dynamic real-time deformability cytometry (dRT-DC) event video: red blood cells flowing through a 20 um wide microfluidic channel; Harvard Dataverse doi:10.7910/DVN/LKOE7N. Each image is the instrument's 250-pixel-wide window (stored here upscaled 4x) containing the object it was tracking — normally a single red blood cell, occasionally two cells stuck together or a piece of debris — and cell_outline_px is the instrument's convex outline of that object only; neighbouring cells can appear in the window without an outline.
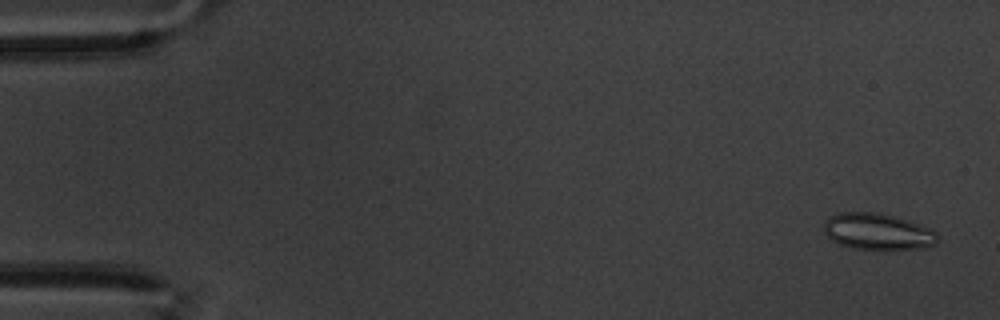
{"species": "common noctule bat (a hibernating species)", "species_latin": "Nyctalus noctula", "temperature_condition": "warm", "stored_images_in_passage": 60, "camera_frame_rate_fps": 3000, "um_per_image_px": 0.085, "animal": {"sex": "male", "body_mass_g": 20.1, "forearm_length_mm": 53.5}, "frame": {"image": 1, "passage_image": 3, "time_ms": 0.667, "image_size_px": [1000, 320], "cell_outline_px": [[936, 244], [928, 248], [888, 252], [884, 252], [852, 248], [840, 244], [832, 240], [824, 232], [824, 220], [828, 216], [836, 212], [876, 212], [908, 220], [928, 228], [936, 232]], "centroid_in_image_um": [74.59, 19.73], "position_along_channel_um": 10.4, "area_um2": 24.97}}
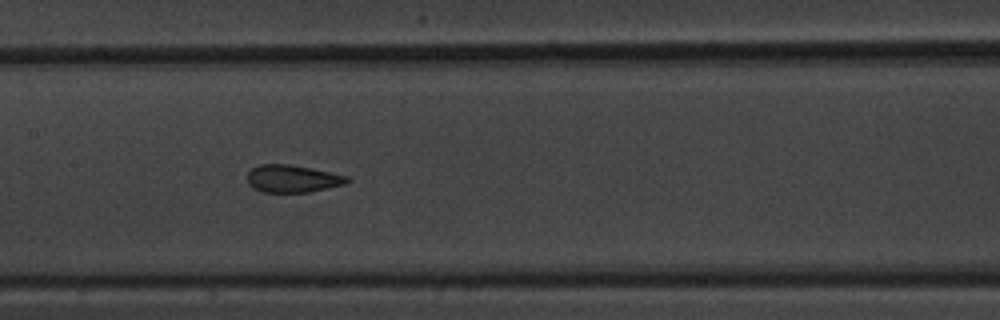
{"frame": {"image": 2, "passage_image": 30, "time_ms": 9.667, "image_size_px": [1000, 320], "cell_outline_px": [[352, 180], [344, 184], [308, 192], [264, 192], [252, 188], [248, 184], [248, 172], [252, 168], [260, 164], [288, 164], [312, 168], [348, 176]], "centroid_in_image_um": [24.85, 15.18], "position_along_channel_um": 182.5, "area_um2": 15.95}}
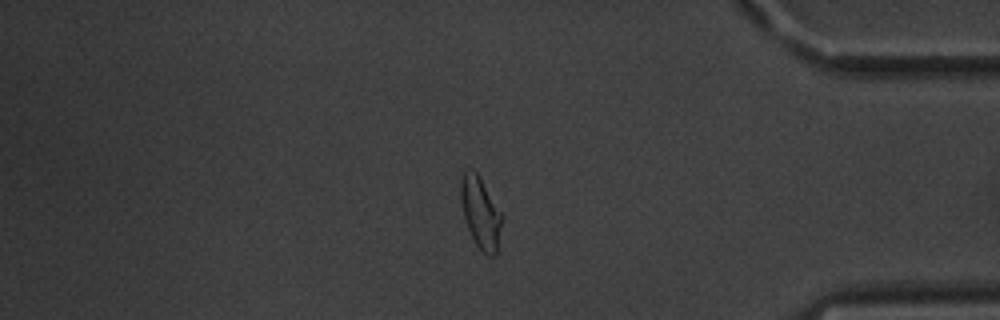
{"frame": {"image": 3, "passage_image": 51, "time_ms": 16.667, "image_size_px": [1000, 320], "cell_outline_px": [[504, 216], [496, 252], [492, 256], [488, 256], [476, 244], [468, 228], [464, 216], [460, 200], [460, 180], [464, 172], [468, 168], [472, 168], [480, 176]], "centroid_in_image_um": [40.85, 18.02], "position_along_channel_um": 394.3, "area_um2": 17.22}, "authors_computed_cell_mechanics": {"area_um2": 17.4267, "velocity_mm_per_s": 3.4016, "shape_relaxation_time_tau1_ms": 5.8201, "shape_relaxation_time_tau2_ms": 1.1732, "deformation_change_tau1": 0.145, "deformation_change_tau2": 0.0778}}